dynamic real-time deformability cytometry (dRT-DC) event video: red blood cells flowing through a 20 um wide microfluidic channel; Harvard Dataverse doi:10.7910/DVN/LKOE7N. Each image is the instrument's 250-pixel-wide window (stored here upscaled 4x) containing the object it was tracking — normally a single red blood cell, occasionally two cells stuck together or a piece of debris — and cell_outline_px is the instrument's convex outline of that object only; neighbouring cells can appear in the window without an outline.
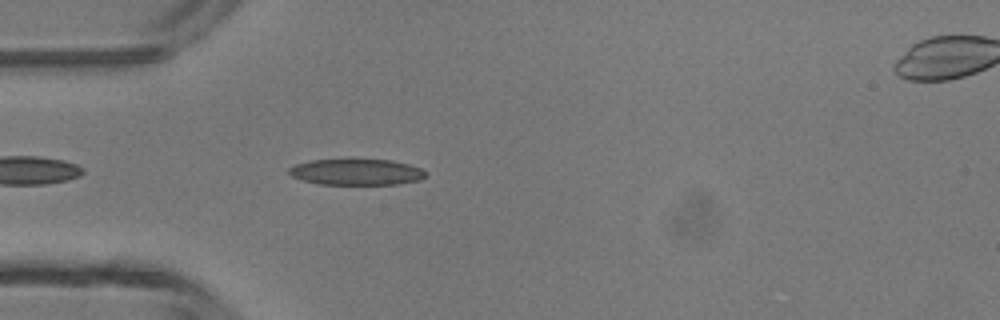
{"species": "common noctule bat (a hibernating species)", "species_latin": "Nyctalus noctula", "temperature_condition": "room temperature", "stored_images_in_passage": 23, "camera_frame_rate_fps": 3000, "um_per_image_px": 0.085, "animal": {"sex": "male", "body_mass_g": 13.3}, "frame": {"image": 1, "passage_image": 3, "time_ms": 0.667, "image_size_px": [1000, 320], "cell_outline_px": [[428, 172], [420, 180], [396, 184], [320, 184], [304, 180], [292, 176], [288, 172], [288, 168], [296, 164], [312, 160], [348, 156], [352, 156], [392, 160], [408, 164], [420, 168]], "centroid_in_image_um": [30.28, 14.56], "position_along_channel_um": 54.7, "area_um2": 21.73}}
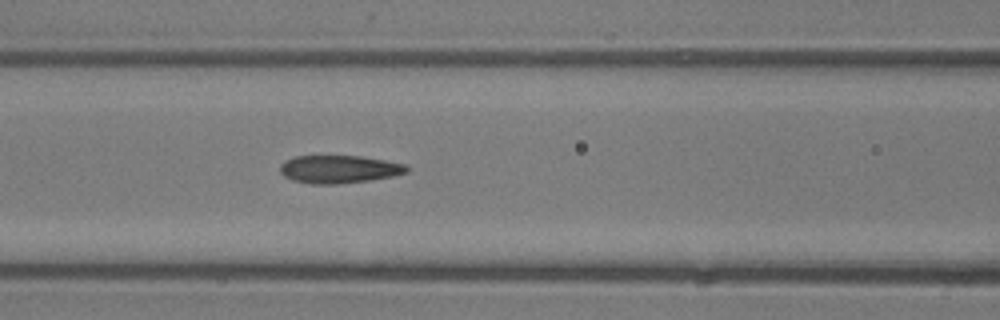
{"frame": {"image": 2, "passage_image": 9, "time_ms": 2.667, "image_size_px": [1000, 320], "cell_outline_px": [[408, 172], [392, 176], [368, 180], [336, 184], [312, 184], [292, 180], [284, 176], [280, 172], [280, 164], [284, 160], [296, 156], [360, 156], [408, 164]], "centroid_in_image_um": [28.8, 14.38], "position_along_channel_um": 137.8, "area_um2": 20.58}}
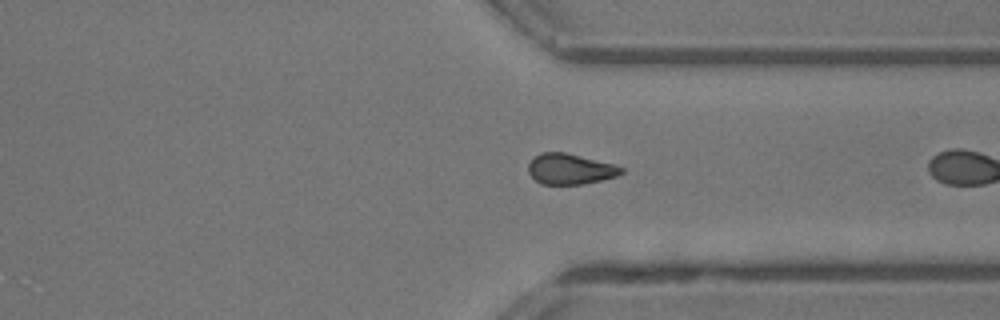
{"frame": {"image": 3, "passage_image": 22, "time_ms": 7.0, "image_size_px": [1000, 320], "cell_outline_px": [[624, 172], [616, 176], [584, 184], [540, 184], [528, 172], [528, 164], [540, 152], [564, 152], [612, 164], [624, 168]], "centroid_in_image_um": [48.44, 14.37], "position_along_channel_um": 363.0, "area_um2": 16.36}}